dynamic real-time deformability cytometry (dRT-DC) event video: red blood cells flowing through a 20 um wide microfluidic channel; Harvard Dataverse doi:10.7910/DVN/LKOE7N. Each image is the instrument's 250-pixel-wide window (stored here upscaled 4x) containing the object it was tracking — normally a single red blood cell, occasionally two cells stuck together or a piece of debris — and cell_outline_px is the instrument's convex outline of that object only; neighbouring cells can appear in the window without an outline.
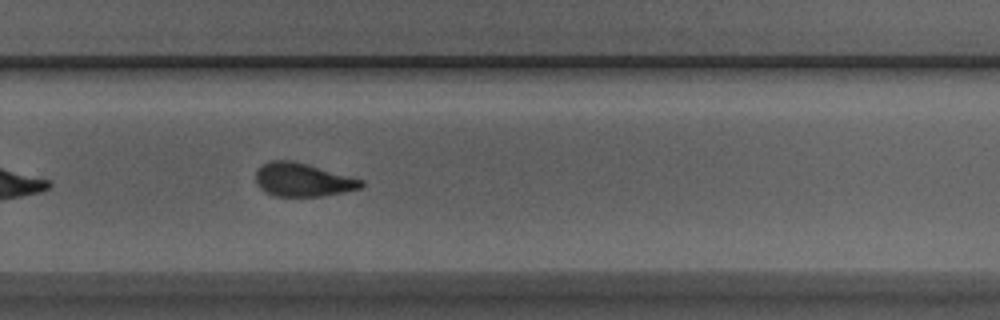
{"species": "Egyptian fruit bat (a non-hibernating species)", "species_latin": "Rousettus aegyptiacus", "temperature_condition": "room temperature", "stored_images_in_passage": 24, "camera_frame_rate_fps": 3000, "um_per_image_px": 0.085, "animal": {"sex": "male"}, "frame": {"image": 1, "passage_image": 21, "time_ms": 6.667, "image_size_px": [1000, 320], "cell_outline_px": [[364, 184], [360, 188], [344, 192], [320, 196], [276, 196], [264, 192], [256, 184], [256, 172], [268, 160], [288, 160], [308, 164], [364, 180]], "centroid_in_image_um": [25.72, 15.28], "position_along_channel_um": 304.1, "area_um2": 20.46}}